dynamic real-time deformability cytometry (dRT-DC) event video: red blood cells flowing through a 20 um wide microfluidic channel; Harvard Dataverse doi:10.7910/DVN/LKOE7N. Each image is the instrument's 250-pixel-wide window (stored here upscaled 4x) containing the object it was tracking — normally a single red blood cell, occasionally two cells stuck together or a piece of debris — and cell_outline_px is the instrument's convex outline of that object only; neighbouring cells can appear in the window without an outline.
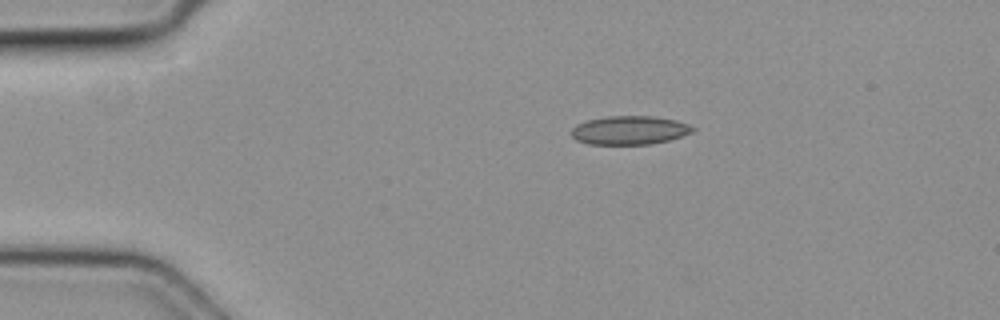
{"species": "common noctule bat (a hibernating species)", "species_latin": "Nyctalus noctula", "temperature_condition": "cold", "stored_images_in_passage": 3, "camera_frame_rate_fps": 3000, "um_per_image_px": 0.085, "animal": {"sex": "female", "body_mass_g": 19.3, "forearm_length_mm": 54.1}, "frame": {"image": 1, "passage_image": 1, "time_ms": 0.0, "image_size_px": [1000, 320], "cell_outline_px": [[696, 128], [692, 132], [668, 140], [652, 144], [588, 144], [576, 140], [572, 136], [572, 128], [576, 124], [588, 120], [608, 116], [652, 116], [676, 120], [688, 124]], "centroid_in_image_um": [53.5, 11.07], "position_along_channel_um": 31.5, "area_um2": 20.17}}